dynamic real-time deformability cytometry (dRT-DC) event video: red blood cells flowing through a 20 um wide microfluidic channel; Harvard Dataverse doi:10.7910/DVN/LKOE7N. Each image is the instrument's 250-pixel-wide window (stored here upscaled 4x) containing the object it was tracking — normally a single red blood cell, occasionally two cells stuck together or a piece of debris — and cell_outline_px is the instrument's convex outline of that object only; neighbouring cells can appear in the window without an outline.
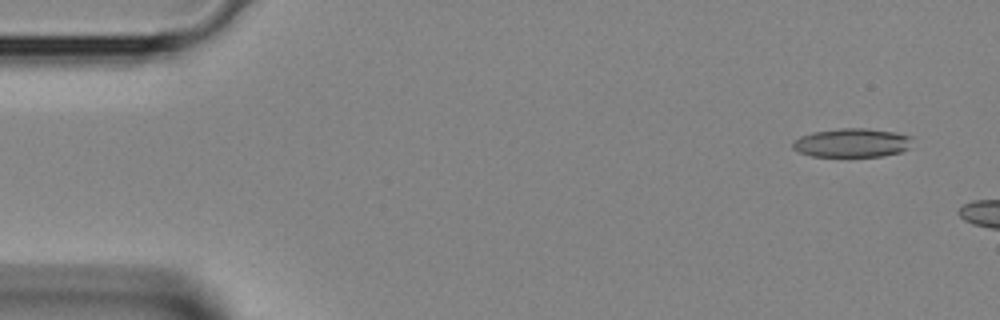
{"species": "Egyptian fruit bat (a non-hibernating species)", "species_latin": "Rousettus aegyptiacus", "temperature_condition": "room temperature", "stored_images_in_passage": 2, "camera_frame_rate_fps": 3000, "um_per_image_px": 0.085, "animal": {"sex": "female"}, "frame": {"image": 1, "passage_image": 1, "time_ms": 0.0, "image_size_px": [1000, 320], "cell_outline_px": [[912, 136], [908, 148], [900, 152], [884, 156], [812, 156], [800, 152], [792, 148], [792, 144], [800, 136], [812, 132], [840, 128], [868, 128], [896, 132]], "centroid_in_image_um": [72.43, 12.13], "position_along_channel_um": 12.6, "area_um2": 20.06}}